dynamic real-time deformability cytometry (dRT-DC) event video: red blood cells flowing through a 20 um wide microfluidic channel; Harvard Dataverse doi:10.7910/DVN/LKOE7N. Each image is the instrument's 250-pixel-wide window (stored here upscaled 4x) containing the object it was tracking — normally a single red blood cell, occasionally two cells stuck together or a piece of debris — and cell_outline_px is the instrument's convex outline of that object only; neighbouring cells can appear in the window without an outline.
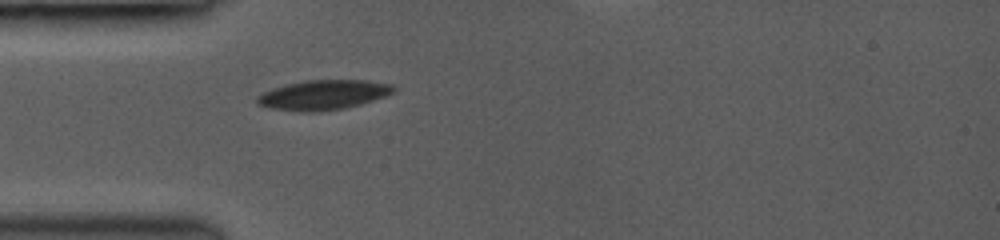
{"species": "common noctule bat (a hibernating species)", "species_latin": "Nyctalus noctula", "temperature_condition": "room temperature", "stored_images_in_passage": 8, "segment_of_instrument_passage": [1, 2], "camera_frame_rate_fps": 3000, "um_per_image_px": 0.085, "animal": {"sex": "female", "body_mass_g": 19.0, "forearm_length_mm": 53.3}, "frame": {"image": 1, "passage_image": 4, "time_ms": 1.0, "image_size_px": [1000, 240], "cell_outline_px": [[396, 92], [360, 104], [344, 108], [320, 112], [300, 112], [268, 108], [256, 104], [256, 96], [272, 88], [304, 80], [368, 80], [392, 84], [396, 88]], "centroid_in_image_um": [27.46, 8.07], "position_along_channel_um": 57.5, "area_um2": 23.87}}
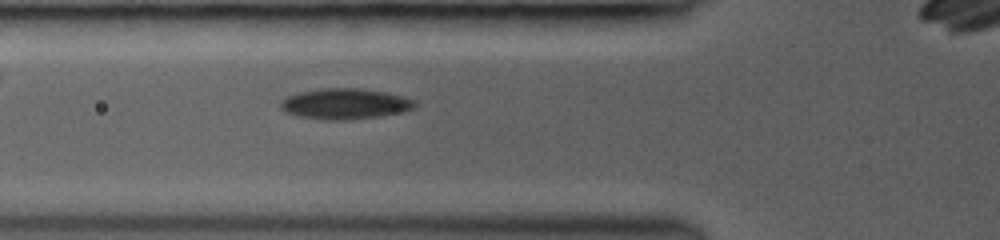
{"frame": {"image": 2, "passage_image": 7, "time_ms": 2.0, "image_size_px": [1000, 240], "cell_outline_px": [[416, 108], [400, 112], [380, 116], [344, 120], [324, 120], [296, 116], [280, 108], [280, 100], [288, 96], [300, 92], [324, 88], [360, 88], [384, 92], [404, 96], [416, 100]], "centroid_in_image_um": [29.34, 8.82], "position_along_channel_um": 96.5, "area_um2": 24.04}}